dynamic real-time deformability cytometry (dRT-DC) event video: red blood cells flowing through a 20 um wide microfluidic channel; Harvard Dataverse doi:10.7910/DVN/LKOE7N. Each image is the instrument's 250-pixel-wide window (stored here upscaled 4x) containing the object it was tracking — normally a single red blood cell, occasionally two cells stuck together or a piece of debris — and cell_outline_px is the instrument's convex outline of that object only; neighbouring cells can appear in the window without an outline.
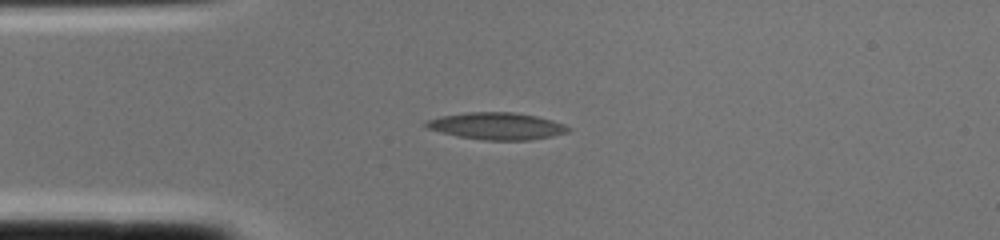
{"species": "common noctule bat (a hibernating species)", "species_latin": "Nyctalus noctula", "temperature_condition": "cold", "stored_images_in_passage": 1, "camera_frame_rate_fps": 3000, "um_per_image_px": 0.085, "animal": {"sex": "female", "body_mass_g": 22.0, "forearm_length_mm": 56.7}, "frame": {"image": 1, "passage_image": 1, "time_ms": 0.0, "image_size_px": [1000, 240], "cell_outline_px": [[572, 128], [568, 132], [552, 136], [528, 140], [484, 140], [456, 136], [440, 132], [428, 128], [424, 124], [424, 120], [440, 116], [468, 112], [512, 112], [536, 116], [552, 120], [564, 124]], "centroid_in_image_um": [42.21, 10.71], "position_along_channel_um": 42.8, "area_um2": 22.43}}